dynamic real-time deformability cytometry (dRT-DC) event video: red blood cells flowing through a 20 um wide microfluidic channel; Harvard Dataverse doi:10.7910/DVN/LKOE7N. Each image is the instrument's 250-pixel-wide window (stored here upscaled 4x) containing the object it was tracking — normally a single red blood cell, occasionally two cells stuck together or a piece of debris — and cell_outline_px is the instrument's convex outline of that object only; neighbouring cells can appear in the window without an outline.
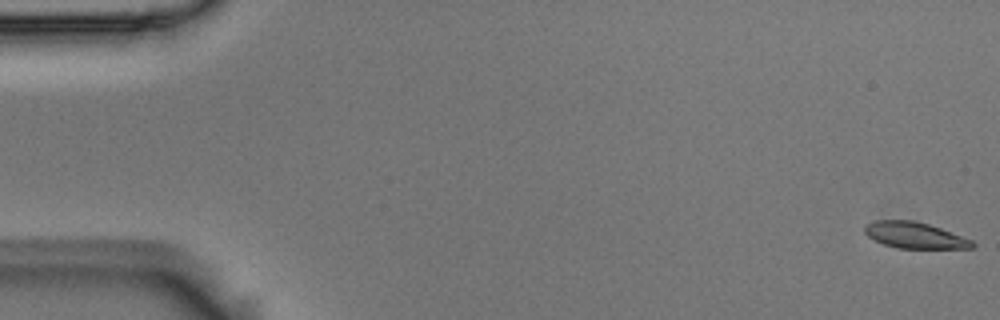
{"species": "Egyptian fruit bat (a non-hibernating species)", "species_latin": "Rousettus aegyptiacus", "temperature_condition": "room temperature", "stored_images_in_passage": 54, "camera_frame_rate_fps": 3000, "um_per_image_px": 0.085, "animal": {"sex": "male"}, "frame": {"image": 1, "passage_image": 1, "time_ms": 0.0, "image_size_px": [1000, 320], "cell_outline_px": [[976, 244], [972, 248], [896, 248], [884, 244], [868, 236], [864, 232], [864, 224], [876, 220], [912, 220], [928, 224], [940, 228], [972, 240]], "centroid_in_image_um": [77.72, 19.99], "position_along_channel_um": 7.3, "area_um2": 16.3}}
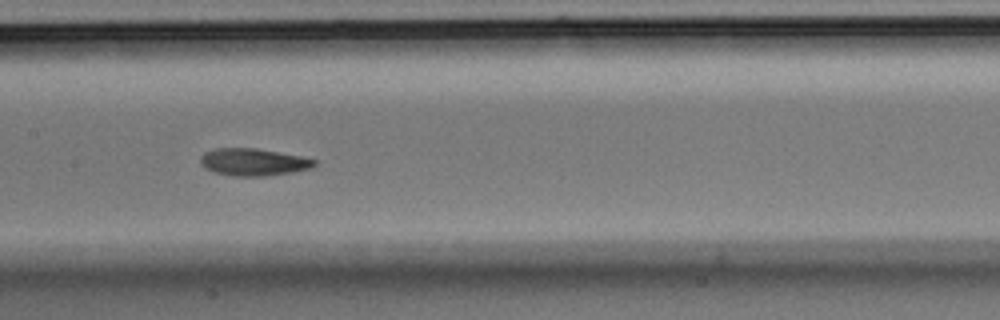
{"frame": {"image": 2, "passage_image": 27, "time_ms": 8.667, "image_size_px": [1000, 320], "cell_outline_px": [[316, 164], [312, 168], [292, 172], [264, 176], [232, 176], [212, 172], [204, 168], [200, 164], [200, 156], [204, 152], [216, 148], [256, 148], [300, 156], [316, 160]], "centroid_in_image_um": [21.49, 13.78], "position_along_channel_um": 185.9, "area_um2": 18.21}}
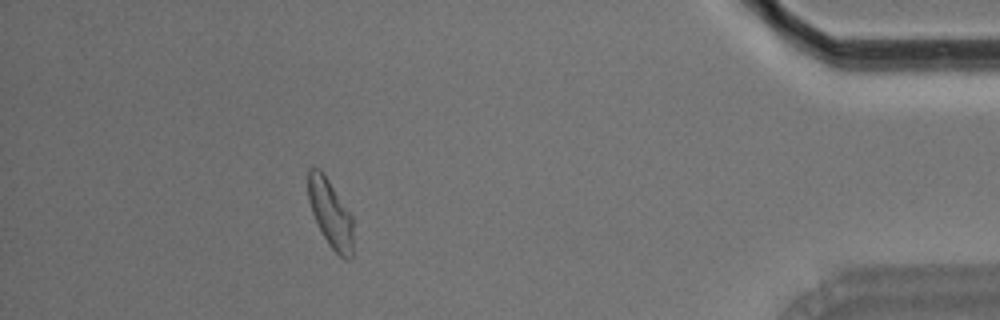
{"frame": {"image": 3, "passage_image": 49, "time_ms": 16.0, "image_size_px": [1000, 320], "cell_outline_px": [[352, 260], [344, 260], [328, 244], [312, 212], [308, 200], [308, 168], [312, 164], [320, 168], [324, 172], [352, 216]], "centroid_in_image_um": [28.07, 18.09], "position_along_channel_um": 407.1, "area_um2": 17.92}, "authors_computed_cell_mechanics": {"area_um2": 17.9469, "velocity_mm_per_s": 3.714, "shape_relaxation_time_tau1_ms": 6.7882, "shape_relaxation_time_tau2_ms": 3.0503, "deformation_change_tau1": 0.1999, "deformation_change_tau2": 0.0954}}